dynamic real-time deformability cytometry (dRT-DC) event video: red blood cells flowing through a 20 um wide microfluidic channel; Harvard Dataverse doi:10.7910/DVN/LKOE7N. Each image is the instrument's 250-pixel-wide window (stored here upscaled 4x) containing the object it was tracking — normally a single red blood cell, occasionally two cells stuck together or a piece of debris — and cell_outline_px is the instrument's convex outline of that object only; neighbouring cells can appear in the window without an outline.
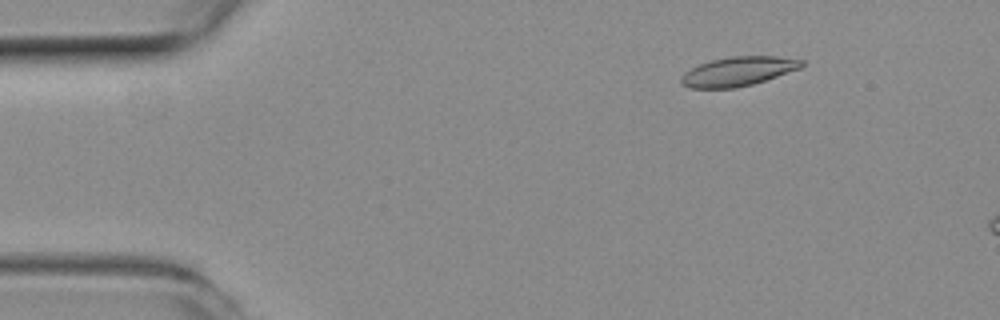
{"species": "common noctule bat (a hibernating species)", "species_latin": "Nyctalus noctula", "temperature_condition": "room temperature", "stored_images_in_passage": 50, "camera_frame_rate_fps": 3000, "um_per_image_px": 0.085, "animal": {"sex": "female", "body_mass_g": 19.3, "forearm_length_mm": 54.1}, "frame": {"image": 1, "passage_image": 7, "time_ms": 2.0, "image_size_px": [1000, 320], "cell_outline_px": [[804, 64], [800, 68], [752, 84], [732, 88], [688, 88], [680, 84], [680, 76], [684, 72], [700, 64], [712, 60], [732, 56], [776, 56], [804, 60]], "centroid_in_image_um": [62.7, 6.07], "position_along_channel_um": 22.3, "area_um2": 20.35}}
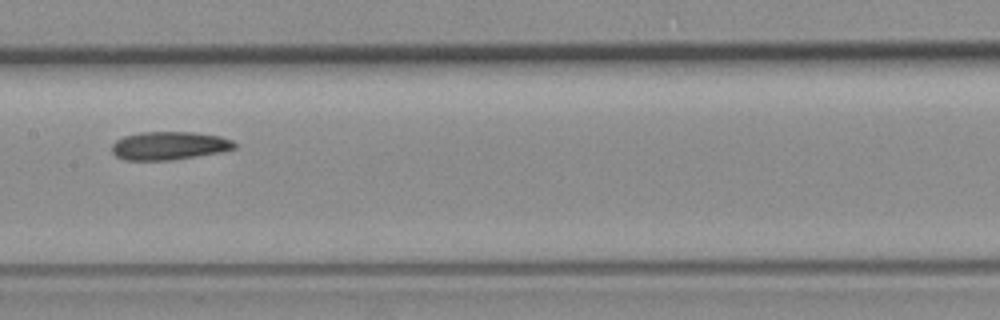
{"frame": {"image": 2, "passage_image": 26, "time_ms": 8.333, "image_size_px": [1000, 320], "cell_outline_px": [[236, 148], [220, 152], [172, 160], [124, 160], [116, 156], [112, 152], [112, 144], [116, 140], [124, 136], [140, 132], [192, 132], [220, 136], [232, 140], [236, 144]], "centroid_in_image_um": [14.37, 12.38], "position_along_channel_um": 193.0, "area_um2": 20.17}}
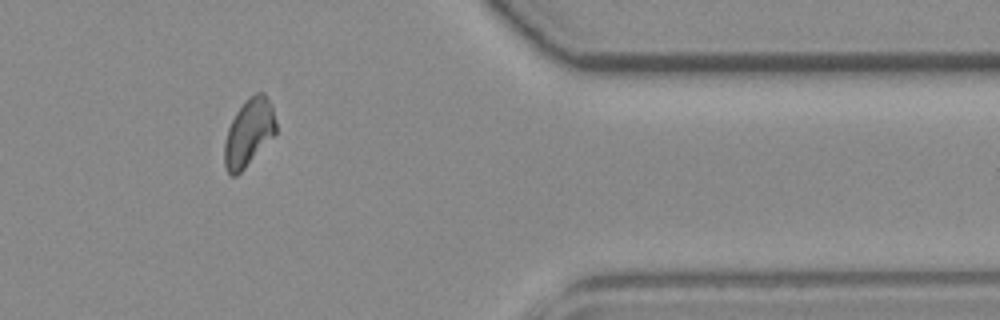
{"frame": {"image": 3, "passage_image": 43, "time_ms": 14.0, "image_size_px": [1000, 320], "cell_outline_px": [[276, 132], [244, 168], [236, 176], [232, 176], [228, 172], [224, 164], [224, 144], [228, 128], [236, 112], [244, 100], [248, 96], [256, 92], [264, 92], [272, 104], [276, 120]], "centroid_in_image_um": [21.15, 11.22], "position_along_channel_um": 390.3, "area_um2": 20.11}}